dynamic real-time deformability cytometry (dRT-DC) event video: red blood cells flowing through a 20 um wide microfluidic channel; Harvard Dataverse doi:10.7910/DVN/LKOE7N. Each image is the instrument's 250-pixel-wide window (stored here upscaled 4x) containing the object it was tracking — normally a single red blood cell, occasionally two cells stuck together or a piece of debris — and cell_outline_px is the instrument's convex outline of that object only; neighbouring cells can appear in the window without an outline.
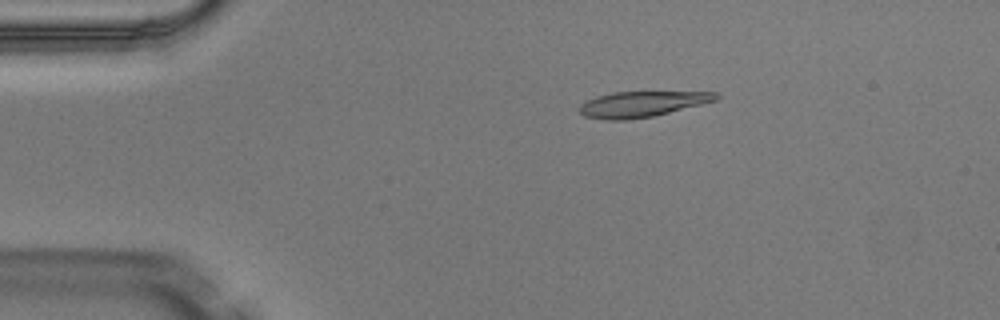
{"species": "Egyptian fruit bat (a non-hibernating species)", "species_latin": "Rousettus aegyptiacus", "temperature_condition": "warm", "stored_images_in_passage": 4, "camera_frame_rate_fps": 3000, "um_per_image_px": 0.085, "animal": {"sex": "male"}, "frame": {"image": 1, "passage_image": 2, "time_ms": 0.333, "image_size_px": [1000, 320], "cell_outline_px": [[720, 96], [716, 100], [652, 116], [628, 120], [604, 120], [584, 116], [576, 108], [580, 104], [596, 96], [612, 92], [720, 92]], "centroid_in_image_um": [54.5, 8.85], "position_along_channel_um": 30.5, "area_um2": 20.29}}
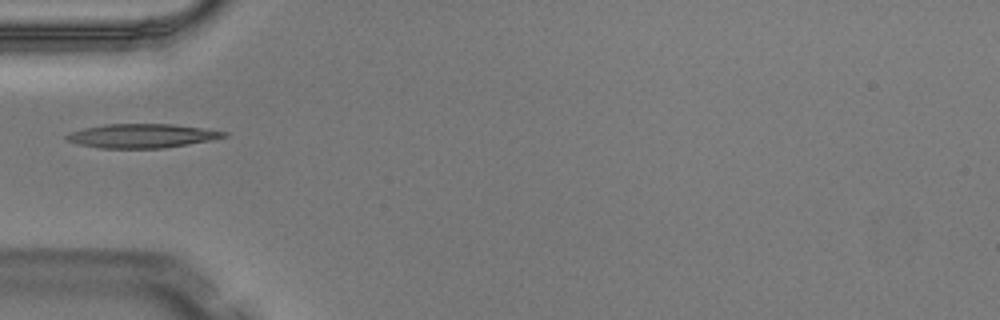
{"frame": {"image": 2, "passage_image": 3, "time_ms": 0.667, "image_size_px": [1000, 320], "cell_outline_px": [[228, 136], [212, 140], [164, 148], [100, 148], [80, 144], [64, 140], [64, 136], [72, 132], [84, 128], [104, 124], [172, 124], [228, 132]], "centroid_in_image_um": [12.05, 11.55], "position_along_channel_um": 72.9, "area_um2": 21.91}}
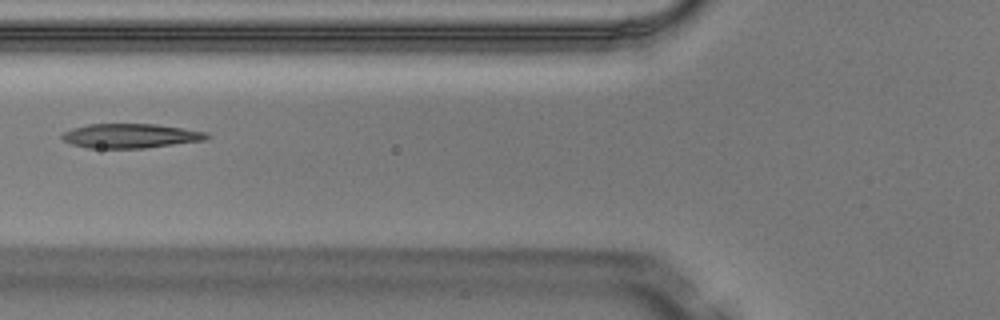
{"frame": {"image": 3, "passage_image": 4, "time_ms": 1.0, "image_size_px": [1000, 320], "cell_outline_px": [[212, 136], [204, 140], [144, 148], [88, 148], [72, 144], [64, 140], [60, 136], [64, 132], [72, 128], [88, 124], [156, 124], [184, 128], [208, 132]], "centroid_in_image_um": [11.11, 11.54], "position_along_channel_um": 114.7, "area_um2": 20.58}}